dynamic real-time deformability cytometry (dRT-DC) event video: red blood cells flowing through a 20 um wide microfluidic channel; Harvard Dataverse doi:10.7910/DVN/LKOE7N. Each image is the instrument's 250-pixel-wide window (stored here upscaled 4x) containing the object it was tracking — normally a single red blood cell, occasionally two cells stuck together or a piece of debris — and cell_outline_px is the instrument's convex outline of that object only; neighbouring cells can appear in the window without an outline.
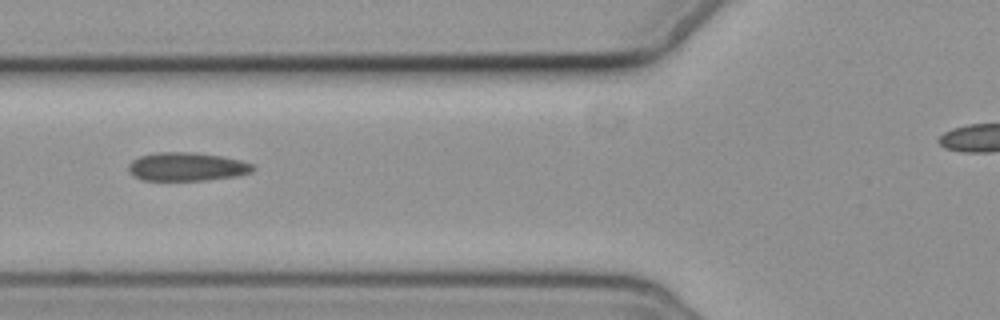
{"species": "common noctule bat (a hibernating species)", "species_latin": "Nyctalus noctula", "temperature_condition": "cold", "stored_images_in_passage": 3, "camera_frame_rate_fps": 3000, "um_per_image_px": 0.085, "animal": {"sex": "female", "body_mass_g": 19.3, "forearm_length_mm": 54.1}, "frame": {"image": 1, "passage_image": 2, "time_ms": 1.0, "image_size_px": [1000, 320], "cell_outline_px": [[256, 168], [252, 172], [236, 176], [204, 180], [140, 180], [132, 176], [128, 172], [128, 164], [132, 160], [140, 156], [156, 152], [196, 152], [220, 156], [240, 160], [252, 164]], "centroid_in_image_um": [15.84, 14.17], "position_along_channel_um": 110.0, "area_um2": 20.81}}
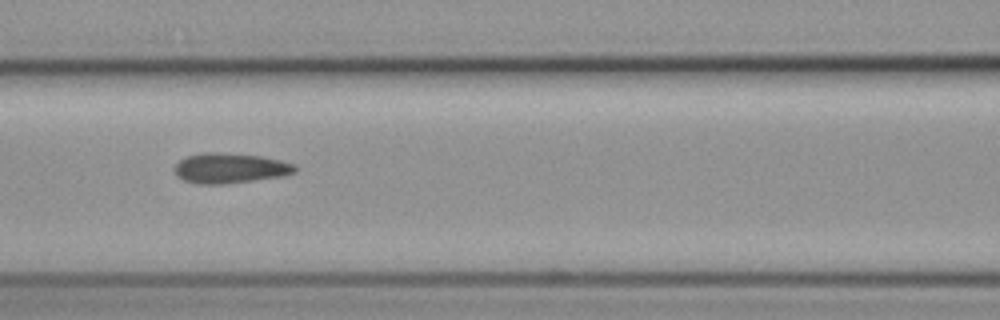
{"frame": {"image": 2, "passage_image": 3, "time_ms": 2.0, "image_size_px": [1000, 320], "cell_outline_px": [[296, 172], [284, 176], [224, 184], [200, 184], [184, 180], [176, 176], [176, 164], [180, 160], [188, 156], [204, 152], [216, 152], [260, 156], [280, 160], [296, 164]], "centroid_in_image_um": [19.58, 14.29], "position_along_channel_um": 147.0, "area_um2": 21.04}}